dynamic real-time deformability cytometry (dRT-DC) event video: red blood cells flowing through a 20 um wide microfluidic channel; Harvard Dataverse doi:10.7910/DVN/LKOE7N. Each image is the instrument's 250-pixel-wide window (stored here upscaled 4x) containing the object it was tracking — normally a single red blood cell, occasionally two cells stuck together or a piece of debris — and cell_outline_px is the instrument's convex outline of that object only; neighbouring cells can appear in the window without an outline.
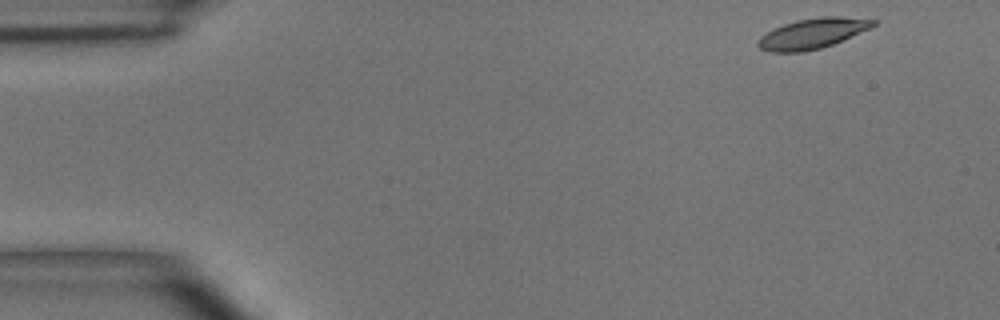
{"species": "common noctule bat (a hibernating species)", "species_latin": "Nyctalus noctula", "temperature_condition": "room temperature", "stored_images_in_passage": 4, "camera_frame_rate_fps": 3000, "um_per_image_px": 0.085, "animal": {"sex": "male", "body_mass_g": 15.6}, "frame": {"image": 1, "passage_image": 1, "time_ms": 0.0, "image_size_px": [1000, 320], "cell_outline_px": [[876, 24], [872, 28], [832, 44], [820, 48], [804, 52], [772, 52], [760, 48], [756, 44], [756, 40], [760, 36], [772, 28], [796, 20], [820, 16], [840, 16], [876, 20]], "centroid_in_image_um": [69.03, 2.84], "position_along_channel_um": 16.0, "area_um2": 20.46}}